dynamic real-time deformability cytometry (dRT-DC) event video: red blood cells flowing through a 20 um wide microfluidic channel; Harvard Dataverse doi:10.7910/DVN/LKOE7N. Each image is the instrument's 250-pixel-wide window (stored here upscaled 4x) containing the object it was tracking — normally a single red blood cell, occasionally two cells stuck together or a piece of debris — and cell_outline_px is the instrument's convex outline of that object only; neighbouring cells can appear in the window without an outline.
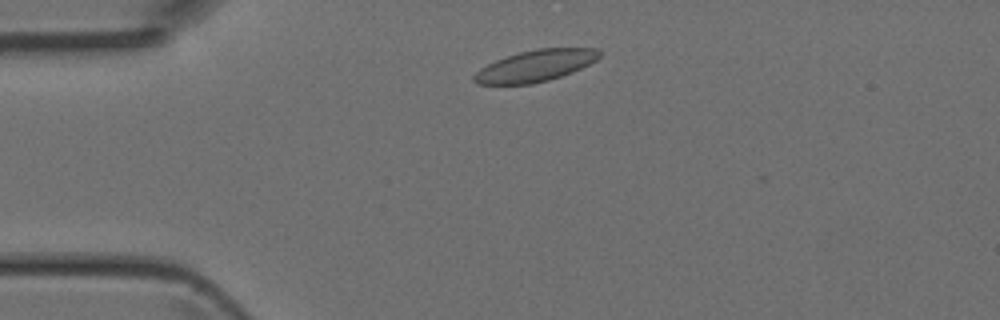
{"species": "Egyptian fruit bat (a non-hibernating species)", "species_latin": "Rousettus aegyptiacus", "temperature_condition": "room temperature", "stored_images_in_passage": 40, "camera_frame_rate_fps": 3000, "um_per_image_px": 0.085, "animal": {"sex": "female"}, "frame": {"image": 1, "passage_image": 4, "time_ms": 1.0, "image_size_px": [1000, 320], "cell_outline_px": [[600, 56], [596, 60], [572, 72], [548, 80], [532, 84], [476, 84], [472, 80], [472, 76], [480, 68], [496, 60], [520, 52], [536, 48], [596, 48], [600, 52]], "centroid_in_image_um": [45.48, 5.59], "position_along_channel_um": 39.5, "area_um2": 22.83}}
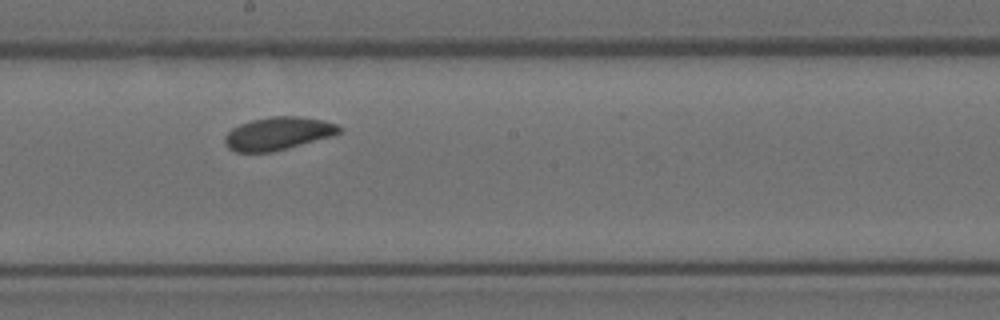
{"frame": {"image": 2, "passage_image": 19, "time_ms": 6.0, "image_size_px": [1000, 320], "cell_outline_px": [[340, 132], [332, 136], [272, 152], [236, 152], [228, 148], [224, 144], [224, 136], [232, 128], [240, 124], [252, 120], [272, 116], [300, 116], [324, 120], [336, 124], [340, 128]], "centroid_in_image_um": [23.6, 11.35], "position_along_channel_um": 224.6, "area_um2": 21.91}}
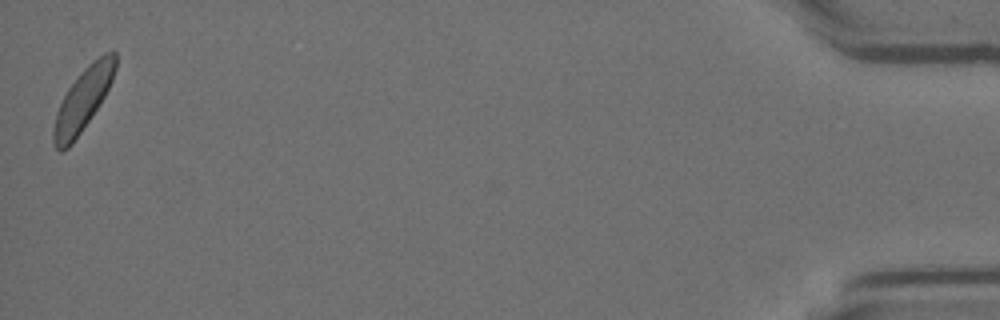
{"frame": {"image": 3, "passage_image": 40, "time_ms": 13.0, "image_size_px": [1000, 320], "cell_outline_px": [[116, 68], [112, 80], [100, 104], [72, 144], [68, 148], [60, 152], [56, 148], [52, 140], [52, 132], [56, 112], [68, 88], [80, 72], [92, 60], [104, 52], [116, 52]], "centroid_in_image_um": [7.04, 8.47], "position_along_channel_um": 428.2, "area_um2": 22.37}}